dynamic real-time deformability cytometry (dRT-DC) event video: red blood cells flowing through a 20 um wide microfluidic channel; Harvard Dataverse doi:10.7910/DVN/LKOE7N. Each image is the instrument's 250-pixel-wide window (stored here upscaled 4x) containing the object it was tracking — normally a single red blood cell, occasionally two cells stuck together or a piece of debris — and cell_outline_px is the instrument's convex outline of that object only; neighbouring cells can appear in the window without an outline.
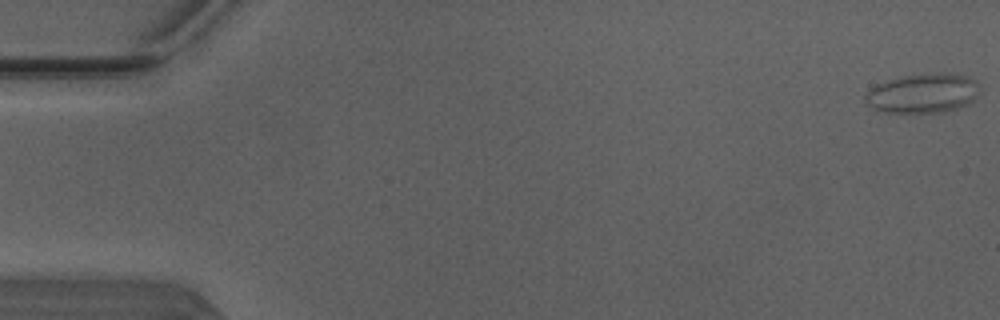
{"species": "Egyptian fruit bat (a non-hibernating species)", "species_latin": "Rousettus aegyptiacus", "temperature_condition": "warm", "stored_images_in_passage": 15, "camera_frame_rate_fps": 3000, "um_per_image_px": 0.085, "animal": {"sex": "male"}, "frame": {"image": 1, "passage_image": 1, "time_ms": 0.0, "image_size_px": [1000, 320], "cell_outline_px": [[980, 92], [968, 104], [944, 112], [884, 112], [872, 108], [864, 100], [864, 96], [876, 84], [888, 80], [904, 76], [940, 72], [944, 72], [964, 76], [972, 80], [976, 84]], "centroid_in_image_um": [78.42, 7.93], "position_along_channel_um": 6.6, "area_um2": 25.95}}
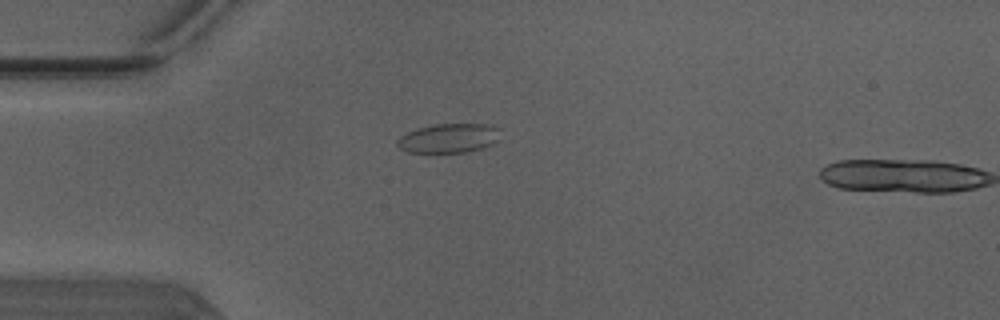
{"frame": {"image": 2, "passage_image": 14, "time_ms": 4.333, "image_size_px": [1000, 320], "cell_outline_px": [[500, 128], [492, 144], [480, 148], [464, 152], [408, 152], [400, 148], [396, 144], [396, 140], [400, 136], [416, 128], [432, 124], [484, 124]], "centroid_in_image_um": [38.06, 11.73], "position_along_channel_um": 46.9, "area_um2": 17.28}}